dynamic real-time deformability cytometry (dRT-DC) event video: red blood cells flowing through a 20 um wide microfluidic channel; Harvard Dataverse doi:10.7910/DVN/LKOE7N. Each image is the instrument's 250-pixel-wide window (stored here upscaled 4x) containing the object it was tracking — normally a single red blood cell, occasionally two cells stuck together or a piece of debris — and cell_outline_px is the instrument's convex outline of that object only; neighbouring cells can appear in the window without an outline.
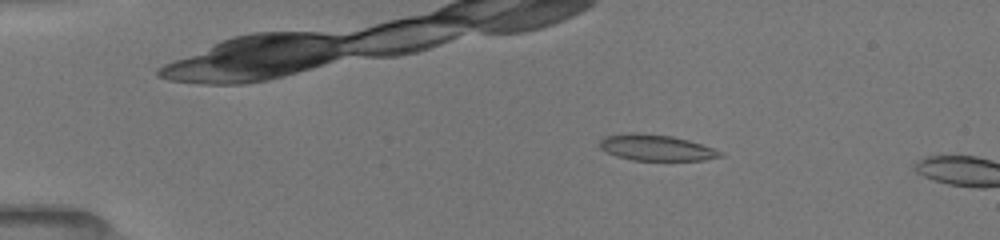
{"species": "common noctule bat (a hibernating species)", "species_latin": "Nyctalus noctula", "temperature_condition": "room temperature", "stored_images_in_passage": 4, "camera_frame_rate_fps": 3000, "um_per_image_px": 0.085, "animal": {"sex": "female", "body_mass_g": 19.5, "forearm_length_mm": 54.1}, "frame": {"image": 1, "passage_image": 3, "time_ms": 1.667, "image_size_px": [1000, 240], "cell_outline_px": [[724, 156], [704, 160], [632, 160], [616, 156], [600, 148], [600, 140], [604, 136], [632, 132], [636, 132], [672, 136], [688, 140], [724, 152]], "centroid_in_image_um": [55.77, 12.55], "position_along_channel_um": 29.2, "area_um2": 18.21}}